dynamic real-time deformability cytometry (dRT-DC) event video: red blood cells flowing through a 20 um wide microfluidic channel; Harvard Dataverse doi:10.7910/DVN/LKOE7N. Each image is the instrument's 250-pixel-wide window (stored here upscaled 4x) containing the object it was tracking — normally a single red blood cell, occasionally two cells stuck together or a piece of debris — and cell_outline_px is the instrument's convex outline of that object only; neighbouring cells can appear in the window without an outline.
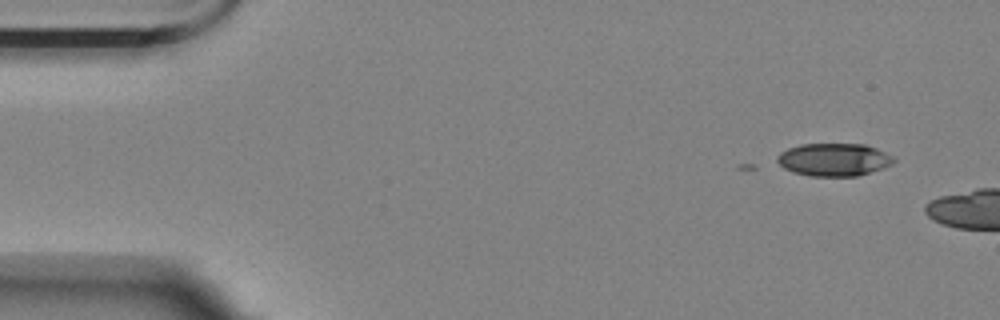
{"species": "Egyptian fruit bat (a non-hibernating species)", "species_latin": "Rousettus aegyptiacus", "temperature_condition": "room temperature", "stored_images_in_passage": 6, "camera_frame_rate_fps": 3000, "um_per_image_px": 0.085, "animal": {"sex": "female"}, "frame": {"image": 1, "passage_image": 1, "time_ms": 0.0, "image_size_px": [1000, 320], "cell_outline_px": [[896, 160], [892, 164], [884, 168], [856, 176], [812, 176], [792, 172], [784, 168], [776, 160], [776, 156], [780, 152], [788, 148], [800, 144], [864, 144], [876, 148], [892, 156]], "centroid_in_image_um": [70.87, 13.57], "position_along_channel_um": 14.1, "area_um2": 22.31}}